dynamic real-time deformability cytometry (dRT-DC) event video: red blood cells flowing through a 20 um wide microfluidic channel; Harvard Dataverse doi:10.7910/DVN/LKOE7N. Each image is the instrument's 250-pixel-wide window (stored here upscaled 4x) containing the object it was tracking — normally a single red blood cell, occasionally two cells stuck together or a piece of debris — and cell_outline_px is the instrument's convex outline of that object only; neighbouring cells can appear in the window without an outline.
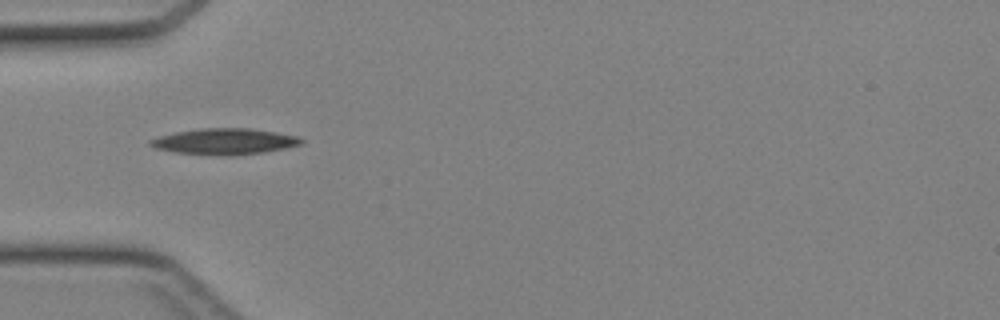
{"species": "Egyptian fruit bat (a non-hibernating species)", "species_latin": "Rousettus aegyptiacus", "temperature_condition": "cold", "stored_images_in_passage": 24, "camera_frame_rate_fps": 3000, "um_per_image_px": 0.085, "animal": {"sex": "female"}, "frame": {"image": 1, "passage_image": 1, "time_ms": 0.0, "image_size_px": [1000, 320], "cell_outline_px": [[304, 144], [288, 148], [264, 152], [232, 156], [220, 156], [172, 152], [156, 148], [148, 144], [148, 140], [160, 136], [176, 132], [200, 128], [252, 128], [276, 132], [296, 136], [304, 140]], "centroid_in_image_um": [19.11, 12.03], "position_along_channel_um": 65.9, "area_um2": 23.24}}
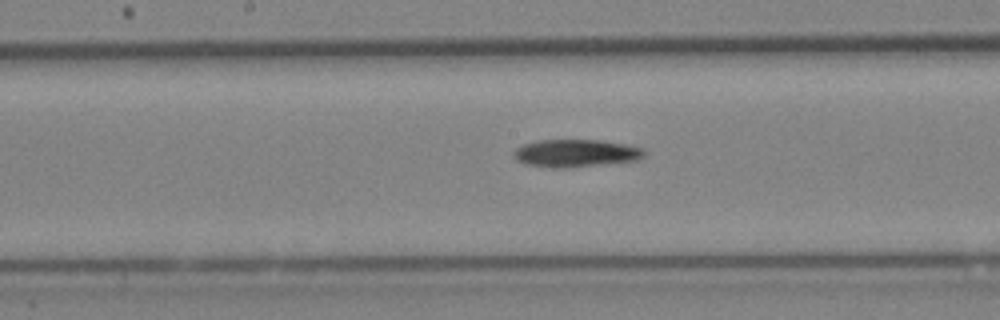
{"frame": {"image": 2, "passage_image": 10, "time_ms": 3.0, "image_size_px": [1000, 320], "cell_outline_px": [[644, 156], [636, 160], [568, 168], [560, 168], [528, 164], [516, 160], [512, 156], [512, 152], [516, 148], [524, 144], [536, 140], [600, 140], [624, 144], [644, 148]], "centroid_in_image_um": [48.91, 13.01], "position_along_channel_um": 199.3, "area_um2": 20.87}}
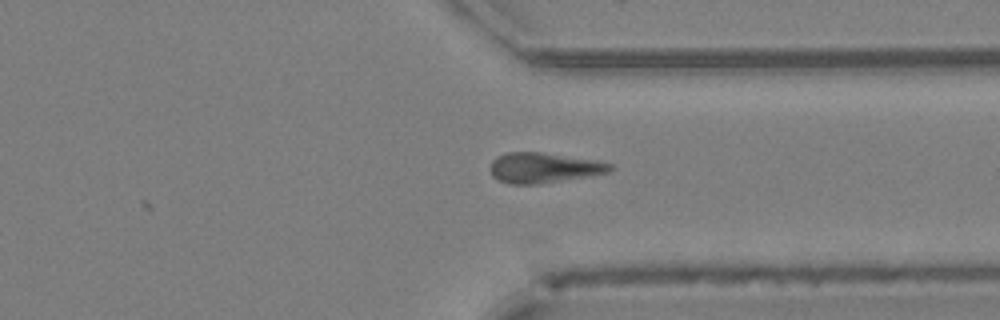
{"frame": {"image": 3, "passage_image": 21, "time_ms": 6.667, "image_size_px": [1000, 320], "cell_outline_px": [[616, 168], [612, 172], [540, 184], [508, 184], [496, 180], [492, 176], [488, 168], [492, 160], [496, 156], [508, 152], [540, 152], [596, 160], [612, 164]], "centroid_in_image_um": [46.2, 14.27], "position_along_channel_um": 365.2, "area_um2": 21.5}}